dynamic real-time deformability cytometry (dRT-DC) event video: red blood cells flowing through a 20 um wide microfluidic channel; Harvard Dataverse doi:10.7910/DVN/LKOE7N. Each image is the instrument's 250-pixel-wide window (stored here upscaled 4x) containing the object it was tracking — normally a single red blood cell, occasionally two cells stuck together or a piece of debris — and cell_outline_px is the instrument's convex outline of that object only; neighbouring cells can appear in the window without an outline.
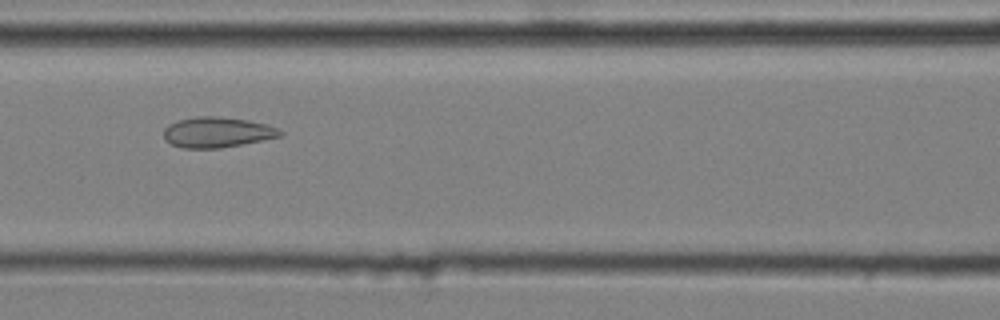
{"species": "common noctule bat (a hibernating species)", "species_latin": "Nyctalus noctula", "temperature_condition": "cold", "stored_images_in_passage": 48, "camera_frame_rate_fps": 3000, "um_per_image_px": 0.085, "animal": {"sex": "male", "body_mass_g": 20.4}, "frame": {"image": 1, "passage_image": 24, "time_ms": 7.667, "image_size_px": [1000, 320], "cell_outline_px": [[284, 132], [280, 136], [220, 148], [184, 148], [172, 144], [164, 140], [164, 128], [168, 124], [180, 120], [196, 116], [220, 116], [248, 120], [280, 128]], "centroid_in_image_um": [18.44, 11.23], "position_along_channel_um": 148.2, "area_um2": 20.52}}
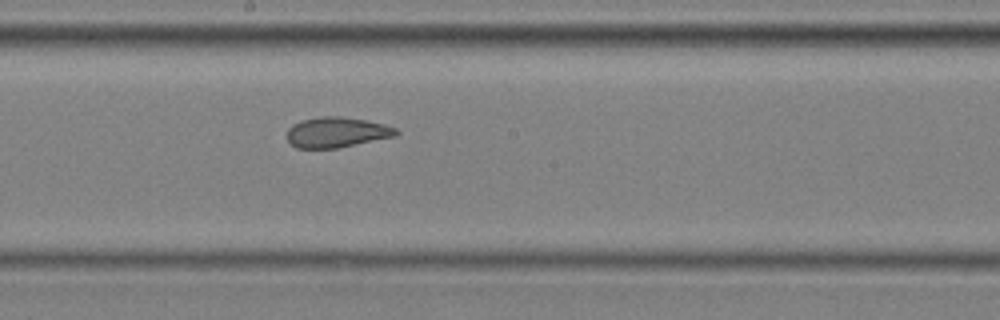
{"frame": {"image": 2, "passage_image": 30, "time_ms": 9.667, "image_size_px": [1000, 320], "cell_outline_px": [[400, 132], [396, 136], [336, 148], [296, 148], [288, 140], [288, 128], [292, 124], [300, 120], [320, 116], [340, 116], [368, 120], [384, 124], [396, 128]], "centroid_in_image_um": [28.62, 11.23], "position_along_channel_um": 219.6, "area_um2": 19.36}}
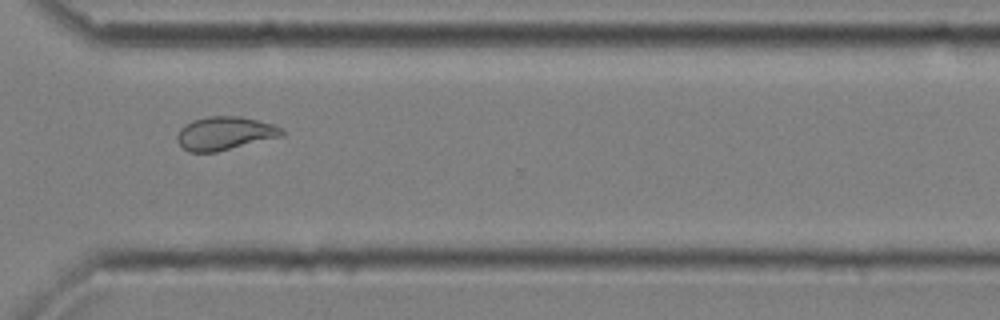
{"frame": {"image": 3, "passage_image": 41, "time_ms": 13.333, "image_size_px": [1000, 320], "cell_outline_px": [[284, 132], [280, 136], [216, 152], [188, 152], [176, 140], [176, 136], [180, 128], [184, 124], [192, 120], [208, 116], [240, 116], [272, 124], [284, 128]], "centroid_in_image_um": [19.06, 11.32], "position_along_channel_um": 351.5, "area_um2": 20.23}, "authors_computed_cell_mechanics": {"area_um2": 21.0103, "velocity_mm_per_s": 3.5839, "shape_relaxation_time_tau1_ms": null, "shape_relaxation_time_tau2_ms": 1.3966, "deformation_change_tau1": null, "deformation_change_tau2": 0.0733}}